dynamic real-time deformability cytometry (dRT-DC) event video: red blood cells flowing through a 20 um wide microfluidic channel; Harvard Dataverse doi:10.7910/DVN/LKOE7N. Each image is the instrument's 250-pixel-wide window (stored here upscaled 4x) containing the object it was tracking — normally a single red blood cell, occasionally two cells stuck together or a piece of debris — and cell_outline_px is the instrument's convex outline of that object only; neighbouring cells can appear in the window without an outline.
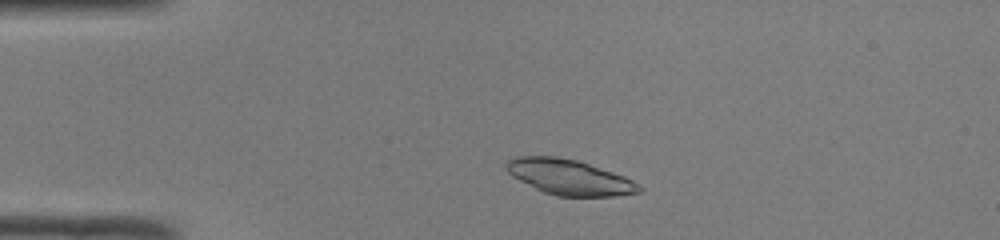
{"species": "common noctule bat (a hibernating species)", "species_latin": "Nyctalus noctula", "temperature_condition": "room temperature", "stored_images_in_passage": 43, "camera_frame_rate_fps": 3000, "um_per_image_px": 0.085, "animal": {"sex": "male", "body_mass_g": 19.0, "forearm_length_mm": 50.8}, "frame": {"image": 1, "passage_image": 5, "time_ms": 1.333, "image_size_px": [1000, 240], "cell_outline_px": [[644, 188], [640, 192], [612, 196], [556, 196], [544, 192], [512, 176], [504, 168], [504, 164], [512, 156], [556, 156], [576, 160], [624, 176], [640, 184]], "centroid_in_image_um": [48.37, 15.05], "position_along_channel_um": 36.6, "area_um2": 27.22}}
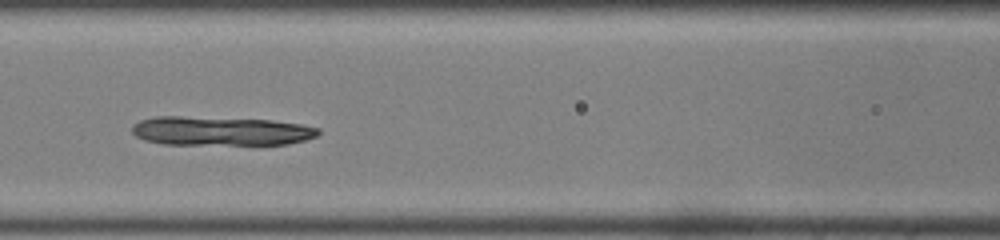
{"frame": {"image": 2, "passage_image": 16, "time_ms": 5.0, "image_size_px": [1000, 240], "cell_outline_px": [[320, 132], [316, 136], [308, 140], [288, 144], [164, 144], [144, 140], [136, 136], [132, 132], [132, 124], [140, 120], [156, 116], [180, 116], [272, 120], [300, 124], [320, 128]], "centroid_in_image_um": [18.76, 11.13], "position_along_channel_um": 147.8, "area_um2": 31.62}}
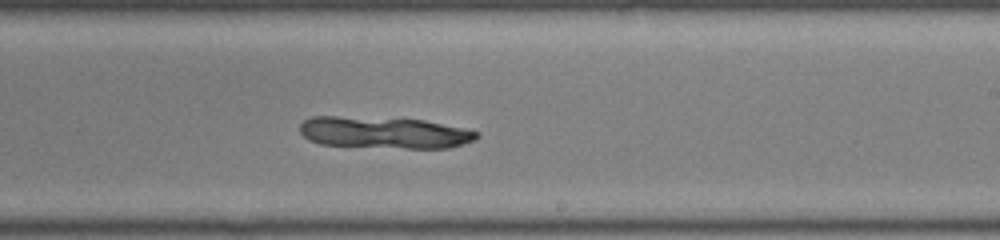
{"frame": {"image": 3, "passage_image": 24, "time_ms": 7.667, "image_size_px": [1000, 240], "cell_outline_px": [[480, 136], [476, 140], [448, 148], [404, 148], [320, 144], [308, 140], [300, 132], [300, 124], [304, 120], [312, 116], [336, 116], [424, 120], [480, 132]], "centroid_in_image_um": [32.65, 11.27], "position_along_channel_um": 256.4, "area_um2": 32.48}}